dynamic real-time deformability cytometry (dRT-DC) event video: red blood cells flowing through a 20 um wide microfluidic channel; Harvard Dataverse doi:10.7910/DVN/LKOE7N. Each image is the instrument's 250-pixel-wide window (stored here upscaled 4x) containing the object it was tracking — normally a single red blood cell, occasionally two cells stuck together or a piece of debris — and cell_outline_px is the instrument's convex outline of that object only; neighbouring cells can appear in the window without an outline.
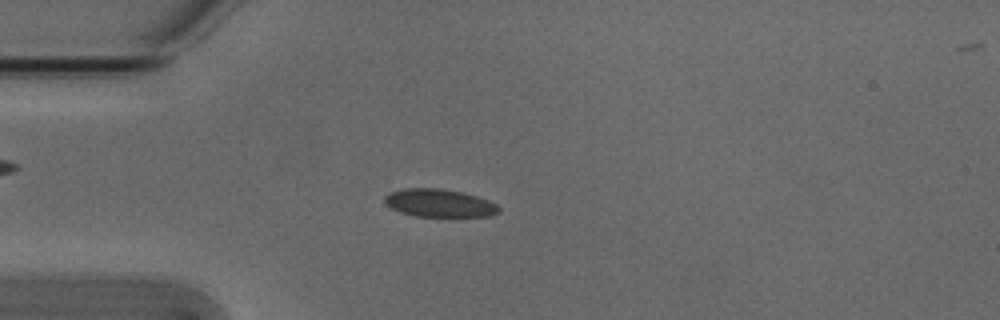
{"species": "Egyptian fruit bat (a non-hibernating species)", "species_latin": "Rousettus aegyptiacus", "temperature_condition": "cold", "stored_images_in_passage": 5, "camera_frame_rate_fps": 3000, "um_per_image_px": 0.085, "animal": {"sex": "male"}, "frame": {"image": 1, "passage_image": 4, "time_ms": 1.0, "image_size_px": [1000, 320], "cell_outline_px": [[500, 212], [492, 216], [416, 216], [400, 212], [392, 208], [384, 200], [384, 196], [388, 192], [404, 188], [440, 188], [464, 192], [488, 200], [496, 204], [500, 208]], "centroid_in_image_um": [37.35, 17.25], "position_along_channel_um": 47.6, "area_um2": 18.61}}